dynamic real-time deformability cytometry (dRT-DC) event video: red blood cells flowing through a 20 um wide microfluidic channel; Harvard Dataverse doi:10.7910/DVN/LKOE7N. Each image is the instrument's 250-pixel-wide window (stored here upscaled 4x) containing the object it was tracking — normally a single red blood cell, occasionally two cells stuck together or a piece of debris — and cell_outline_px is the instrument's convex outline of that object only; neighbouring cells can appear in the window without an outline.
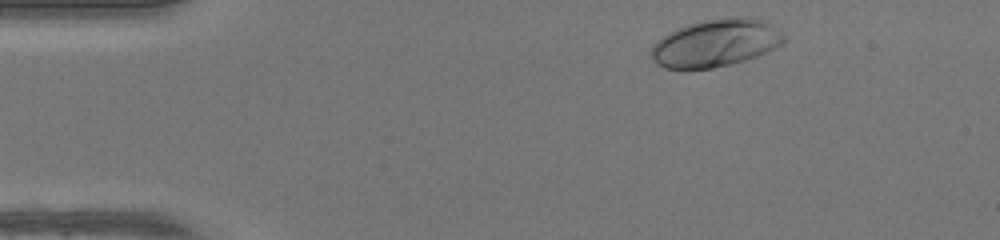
{"species": "human", "species_latin": "Homo sapiens", "temperature_condition": "warm", "stored_images_in_passage": 37, "camera_frame_rate_fps": 3000, "um_per_image_px": 0.085, "donor": {"sex": "female"}, "frame": {"image": 1, "passage_image": 2, "time_ms": 0.333, "image_size_px": [1000, 240], "cell_outline_px": [[784, 40], [780, 44], [756, 56], [732, 64], [712, 68], [684, 72], [664, 68], [656, 64], [652, 60], [648, 52], [652, 44], [664, 36], [688, 24], [704, 20], [744, 16], [752, 16], [764, 20], [780, 32], [784, 36]], "centroid_in_image_um": [60.74, 3.7], "position_along_channel_um": 24.3, "area_um2": 37.05}}
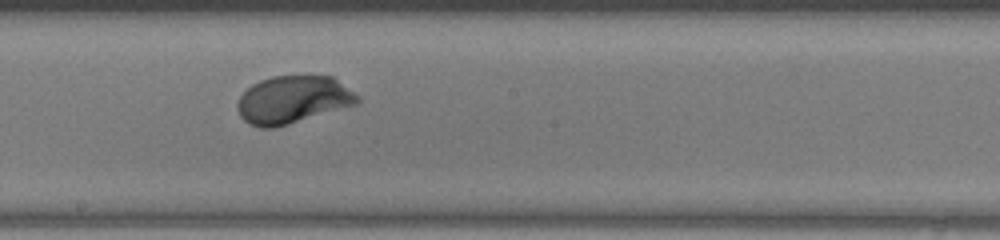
{"frame": {"image": 2, "passage_image": 22, "time_ms": 7.0, "image_size_px": [1000, 240], "cell_outline_px": [[360, 100], [356, 104], [288, 124], [272, 128], [260, 128], [248, 124], [240, 116], [236, 108], [236, 104], [240, 96], [252, 84], [260, 80], [272, 76], [332, 76], [360, 96]], "centroid_in_image_um": [24.87, 8.47], "position_along_channel_um": 223.3, "area_um2": 33.18}}
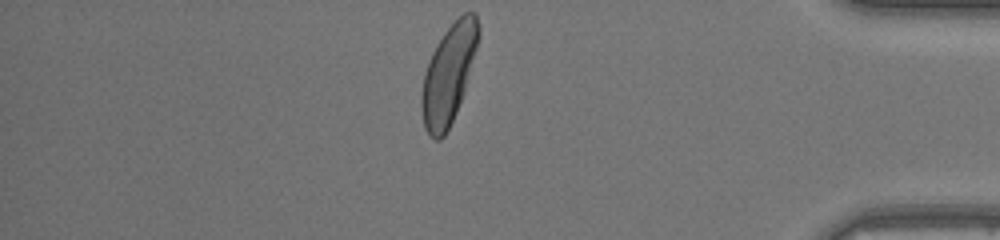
{"frame": {"image": 3, "passage_image": 37, "time_ms": 12.0, "image_size_px": [1000, 240], "cell_outline_px": [[480, 36], [464, 88], [456, 112], [444, 136], [440, 140], [436, 140], [424, 128], [420, 108], [420, 96], [424, 72], [432, 52], [436, 44], [444, 32], [464, 12], [476, 12], [480, 28]], "centroid_in_image_um": [38.11, 6.29], "position_along_channel_um": 397.1, "area_um2": 32.37}, "authors_computed_cell_mechanics": {"area_um2": 33.0616, "velocity_mm_per_s": 4.1618, "shape_relaxation_time_tau1_ms": 1.6948, "shape_relaxation_time_tau2_ms": null, "deformation_change_tau1": 0.155, "deformation_change_tau2": null}}